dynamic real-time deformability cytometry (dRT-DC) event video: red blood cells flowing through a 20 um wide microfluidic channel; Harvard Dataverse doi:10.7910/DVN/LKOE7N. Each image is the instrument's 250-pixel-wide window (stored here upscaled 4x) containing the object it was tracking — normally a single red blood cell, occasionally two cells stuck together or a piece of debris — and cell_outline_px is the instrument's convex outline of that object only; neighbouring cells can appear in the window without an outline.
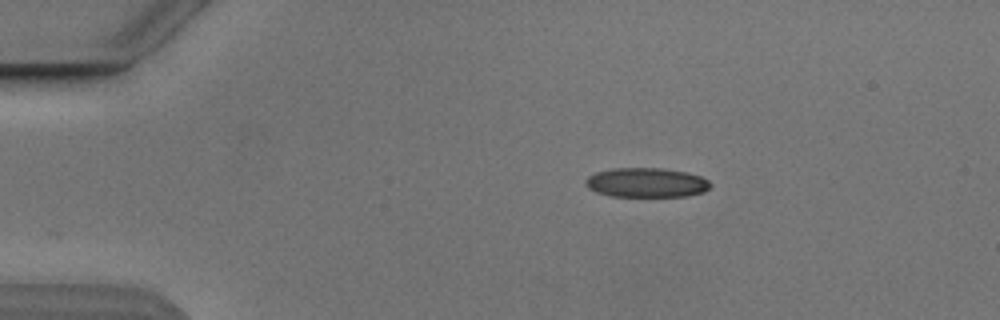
{"species": "Egyptian fruit bat (a non-hibernating species)", "species_latin": "Rousettus aegyptiacus", "temperature_condition": "cold", "stored_images_in_passage": 5, "camera_frame_rate_fps": 3000, "um_per_image_px": 0.085, "animal": {"sex": "male"}, "frame": {"image": 1, "passage_image": 2, "time_ms": 1.0, "image_size_px": [1000, 320], "cell_outline_px": [[712, 184], [704, 192], [688, 196], [612, 196], [596, 192], [588, 188], [584, 184], [584, 180], [588, 176], [596, 172], [612, 168], [664, 168], [688, 172], [700, 176], [708, 180]], "centroid_in_image_um": [54.94, 15.51], "position_along_channel_um": 30.1, "area_um2": 21.62}}
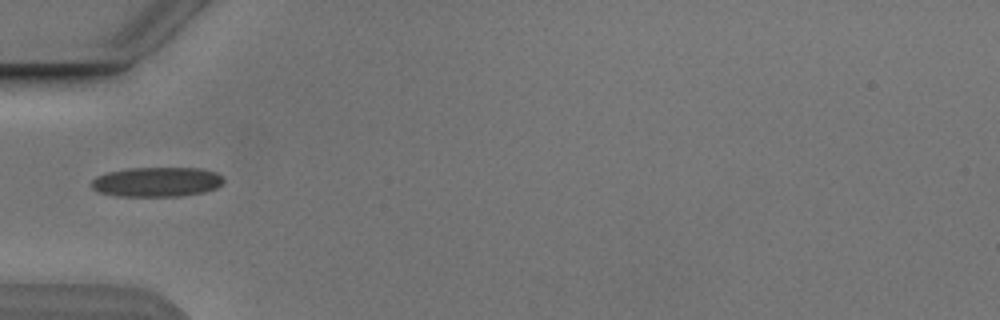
{"frame": {"image": 2, "passage_image": 4, "time_ms": 3.667, "image_size_px": [1000, 320], "cell_outline_px": [[224, 180], [216, 188], [204, 192], [180, 196], [116, 196], [100, 192], [92, 188], [92, 180], [96, 176], [108, 172], [128, 168], [200, 168], [216, 172], [224, 176]], "centroid_in_image_um": [13.34, 15.46], "position_along_channel_um": 71.7, "area_um2": 22.89}}
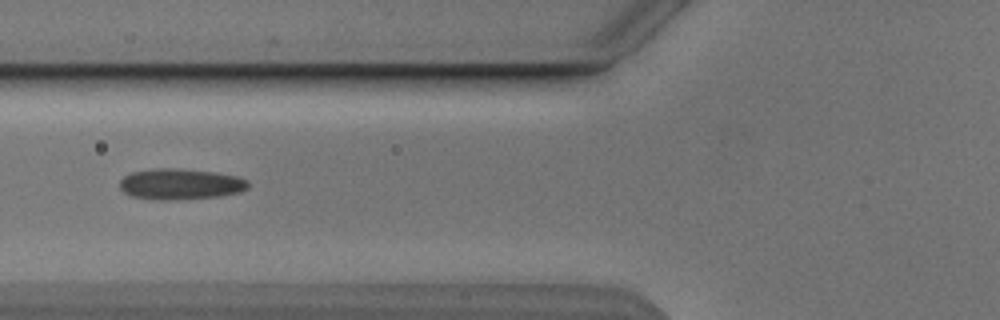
{"frame": {"image": 3, "passage_image": 5, "time_ms": 4.667, "image_size_px": [1000, 320], "cell_outline_px": [[248, 188], [240, 192], [220, 196], [168, 200], [156, 200], [132, 196], [124, 192], [120, 188], [120, 180], [124, 176], [132, 172], [156, 168], [176, 168], [212, 172], [236, 176], [248, 180]], "centroid_in_image_um": [15.32, 15.65], "position_along_channel_um": 110.5, "area_um2": 23.0}}